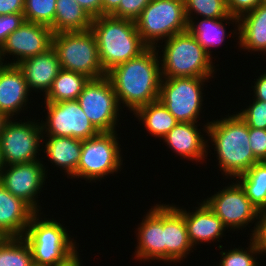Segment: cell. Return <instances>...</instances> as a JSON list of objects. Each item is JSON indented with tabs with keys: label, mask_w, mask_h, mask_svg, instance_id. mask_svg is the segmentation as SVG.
Segmentation results:
<instances>
[{
	"label": "cell",
	"mask_w": 266,
	"mask_h": 266,
	"mask_svg": "<svg viewBox=\"0 0 266 266\" xmlns=\"http://www.w3.org/2000/svg\"><path fill=\"white\" fill-rule=\"evenodd\" d=\"M158 52L156 47H148L138 57L107 72L119 104L134 113L140 107L159 100L162 76Z\"/></svg>",
	"instance_id": "6da1fadb"
},
{
	"label": "cell",
	"mask_w": 266,
	"mask_h": 266,
	"mask_svg": "<svg viewBox=\"0 0 266 266\" xmlns=\"http://www.w3.org/2000/svg\"><path fill=\"white\" fill-rule=\"evenodd\" d=\"M203 129L215 146L218 165L225 176L235 180L253 164L260 162L249 144V127L237 113L231 116L228 114L222 120L208 121Z\"/></svg>",
	"instance_id": "7a4b0ae2"
},
{
	"label": "cell",
	"mask_w": 266,
	"mask_h": 266,
	"mask_svg": "<svg viewBox=\"0 0 266 266\" xmlns=\"http://www.w3.org/2000/svg\"><path fill=\"white\" fill-rule=\"evenodd\" d=\"M90 30L96 38L100 63L106 73L148 48L131 20L102 15L92 19Z\"/></svg>",
	"instance_id": "3957f363"
},
{
	"label": "cell",
	"mask_w": 266,
	"mask_h": 266,
	"mask_svg": "<svg viewBox=\"0 0 266 266\" xmlns=\"http://www.w3.org/2000/svg\"><path fill=\"white\" fill-rule=\"evenodd\" d=\"M39 217L38 212L32 216L23 235L30 246L34 265L58 266L66 263L78 253L76 242L61 223L53 218L39 220Z\"/></svg>",
	"instance_id": "277c9868"
},
{
	"label": "cell",
	"mask_w": 266,
	"mask_h": 266,
	"mask_svg": "<svg viewBox=\"0 0 266 266\" xmlns=\"http://www.w3.org/2000/svg\"><path fill=\"white\" fill-rule=\"evenodd\" d=\"M164 41L160 60L162 78H213L215 65L211 57L188 30Z\"/></svg>",
	"instance_id": "5b68a950"
},
{
	"label": "cell",
	"mask_w": 266,
	"mask_h": 266,
	"mask_svg": "<svg viewBox=\"0 0 266 266\" xmlns=\"http://www.w3.org/2000/svg\"><path fill=\"white\" fill-rule=\"evenodd\" d=\"M52 48L61 69L81 73L90 79L107 75L101 66L96 38L91 30L53 34Z\"/></svg>",
	"instance_id": "8992f818"
},
{
	"label": "cell",
	"mask_w": 266,
	"mask_h": 266,
	"mask_svg": "<svg viewBox=\"0 0 266 266\" xmlns=\"http://www.w3.org/2000/svg\"><path fill=\"white\" fill-rule=\"evenodd\" d=\"M135 23L148 47H160L159 40L187 31L184 0H151Z\"/></svg>",
	"instance_id": "52a82bcc"
},
{
	"label": "cell",
	"mask_w": 266,
	"mask_h": 266,
	"mask_svg": "<svg viewBox=\"0 0 266 266\" xmlns=\"http://www.w3.org/2000/svg\"><path fill=\"white\" fill-rule=\"evenodd\" d=\"M116 132H100L94 137L82 140L80 161L76 173L71 178L100 181L122 168L121 145Z\"/></svg>",
	"instance_id": "ba28073f"
},
{
	"label": "cell",
	"mask_w": 266,
	"mask_h": 266,
	"mask_svg": "<svg viewBox=\"0 0 266 266\" xmlns=\"http://www.w3.org/2000/svg\"><path fill=\"white\" fill-rule=\"evenodd\" d=\"M209 78H162L159 100L178 122L197 123L202 109L203 82Z\"/></svg>",
	"instance_id": "9c48e42d"
},
{
	"label": "cell",
	"mask_w": 266,
	"mask_h": 266,
	"mask_svg": "<svg viewBox=\"0 0 266 266\" xmlns=\"http://www.w3.org/2000/svg\"><path fill=\"white\" fill-rule=\"evenodd\" d=\"M77 101L99 132L116 131L119 109L122 107L119 105L112 82L107 76L90 79Z\"/></svg>",
	"instance_id": "30bf717a"
},
{
	"label": "cell",
	"mask_w": 266,
	"mask_h": 266,
	"mask_svg": "<svg viewBox=\"0 0 266 266\" xmlns=\"http://www.w3.org/2000/svg\"><path fill=\"white\" fill-rule=\"evenodd\" d=\"M10 118L0 135V147L5 165L37 161L40 143L44 142L40 122H18Z\"/></svg>",
	"instance_id": "8fae6325"
},
{
	"label": "cell",
	"mask_w": 266,
	"mask_h": 266,
	"mask_svg": "<svg viewBox=\"0 0 266 266\" xmlns=\"http://www.w3.org/2000/svg\"><path fill=\"white\" fill-rule=\"evenodd\" d=\"M44 103L47 117L45 122L40 123L43 136H66L86 140L100 133L77 100Z\"/></svg>",
	"instance_id": "7c38bea8"
},
{
	"label": "cell",
	"mask_w": 266,
	"mask_h": 266,
	"mask_svg": "<svg viewBox=\"0 0 266 266\" xmlns=\"http://www.w3.org/2000/svg\"><path fill=\"white\" fill-rule=\"evenodd\" d=\"M228 229L245 228L258 221L259 211L251 204L244 190L235 182L203 200Z\"/></svg>",
	"instance_id": "4fadbf2b"
},
{
	"label": "cell",
	"mask_w": 266,
	"mask_h": 266,
	"mask_svg": "<svg viewBox=\"0 0 266 266\" xmlns=\"http://www.w3.org/2000/svg\"><path fill=\"white\" fill-rule=\"evenodd\" d=\"M45 170V166L39 160L5 165L0 172V183L7 191L22 199L39 213L40 206L37 205L38 200L35 199L45 185L47 178Z\"/></svg>",
	"instance_id": "5bb4252c"
},
{
	"label": "cell",
	"mask_w": 266,
	"mask_h": 266,
	"mask_svg": "<svg viewBox=\"0 0 266 266\" xmlns=\"http://www.w3.org/2000/svg\"><path fill=\"white\" fill-rule=\"evenodd\" d=\"M53 32L48 26L25 21L18 29L12 32L0 49V60L9 55L15 56L13 62L17 65L22 60L44 53L52 47Z\"/></svg>",
	"instance_id": "9a60e30c"
},
{
	"label": "cell",
	"mask_w": 266,
	"mask_h": 266,
	"mask_svg": "<svg viewBox=\"0 0 266 266\" xmlns=\"http://www.w3.org/2000/svg\"><path fill=\"white\" fill-rule=\"evenodd\" d=\"M140 226V227H139ZM138 226L137 249L135 259L142 261H166V244L164 238V204L151 208Z\"/></svg>",
	"instance_id": "2e32d148"
},
{
	"label": "cell",
	"mask_w": 266,
	"mask_h": 266,
	"mask_svg": "<svg viewBox=\"0 0 266 266\" xmlns=\"http://www.w3.org/2000/svg\"><path fill=\"white\" fill-rule=\"evenodd\" d=\"M28 89L22 70L17 65L4 64L0 68V112L8 118L20 114L27 105Z\"/></svg>",
	"instance_id": "e0dca14e"
},
{
	"label": "cell",
	"mask_w": 266,
	"mask_h": 266,
	"mask_svg": "<svg viewBox=\"0 0 266 266\" xmlns=\"http://www.w3.org/2000/svg\"><path fill=\"white\" fill-rule=\"evenodd\" d=\"M17 66L24 74L29 91L40 90L45 95L61 70L58 56L52 47L44 53L22 60Z\"/></svg>",
	"instance_id": "ac0fdd59"
},
{
	"label": "cell",
	"mask_w": 266,
	"mask_h": 266,
	"mask_svg": "<svg viewBox=\"0 0 266 266\" xmlns=\"http://www.w3.org/2000/svg\"><path fill=\"white\" fill-rule=\"evenodd\" d=\"M199 207H195V212H187L186 209L173 205L184 217L190 243L195 247L202 242H212L220 240L226 227L221 219L215 215L207 204L202 201ZM225 229V230H224Z\"/></svg>",
	"instance_id": "d6986e66"
},
{
	"label": "cell",
	"mask_w": 266,
	"mask_h": 266,
	"mask_svg": "<svg viewBox=\"0 0 266 266\" xmlns=\"http://www.w3.org/2000/svg\"><path fill=\"white\" fill-rule=\"evenodd\" d=\"M196 124L178 122L162 139L171 150L184 159L186 157L188 160L200 162L207 157L208 140L203 139L201 130Z\"/></svg>",
	"instance_id": "ffe728a7"
},
{
	"label": "cell",
	"mask_w": 266,
	"mask_h": 266,
	"mask_svg": "<svg viewBox=\"0 0 266 266\" xmlns=\"http://www.w3.org/2000/svg\"><path fill=\"white\" fill-rule=\"evenodd\" d=\"M35 213L26 202L15 197L0 183V235L23 237Z\"/></svg>",
	"instance_id": "44dd1931"
},
{
	"label": "cell",
	"mask_w": 266,
	"mask_h": 266,
	"mask_svg": "<svg viewBox=\"0 0 266 266\" xmlns=\"http://www.w3.org/2000/svg\"><path fill=\"white\" fill-rule=\"evenodd\" d=\"M164 238L166 262H180L192 250L183 215L173 206L164 204Z\"/></svg>",
	"instance_id": "7402d4cb"
},
{
	"label": "cell",
	"mask_w": 266,
	"mask_h": 266,
	"mask_svg": "<svg viewBox=\"0 0 266 266\" xmlns=\"http://www.w3.org/2000/svg\"><path fill=\"white\" fill-rule=\"evenodd\" d=\"M239 35L237 40L240 48L248 52H266V5L260 4L253 11L242 15L238 19ZM238 31V32H237Z\"/></svg>",
	"instance_id": "603a6c76"
},
{
	"label": "cell",
	"mask_w": 266,
	"mask_h": 266,
	"mask_svg": "<svg viewBox=\"0 0 266 266\" xmlns=\"http://www.w3.org/2000/svg\"><path fill=\"white\" fill-rule=\"evenodd\" d=\"M46 157L51 163L67 172V177L76 173L82 151V140L66 136H46ZM48 140V141H47ZM69 175V176H68Z\"/></svg>",
	"instance_id": "cb8c5ba5"
},
{
	"label": "cell",
	"mask_w": 266,
	"mask_h": 266,
	"mask_svg": "<svg viewBox=\"0 0 266 266\" xmlns=\"http://www.w3.org/2000/svg\"><path fill=\"white\" fill-rule=\"evenodd\" d=\"M193 20H188L187 30L211 58L210 48L222 45L221 43L224 42L225 37H228L226 36V28L223 22L226 21V25H228L230 23L228 21H232L238 27V18L231 15L228 18H203L197 23L193 22Z\"/></svg>",
	"instance_id": "d4e9b609"
},
{
	"label": "cell",
	"mask_w": 266,
	"mask_h": 266,
	"mask_svg": "<svg viewBox=\"0 0 266 266\" xmlns=\"http://www.w3.org/2000/svg\"><path fill=\"white\" fill-rule=\"evenodd\" d=\"M91 16L76 0H56L53 34L91 29Z\"/></svg>",
	"instance_id": "484cf974"
},
{
	"label": "cell",
	"mask_w": 266,
	"mask_h": 266,
	"mask_svg": "<svg viewBox=\"0 0 266 266\" xmlns=\"http://www.w3.org/2000/svg\"><path fill=\"white\" fill-rule=\"evenodd\" d=\"M142 121L146 130L154 137L163 138L177 123L175 117L160 100L140 107L133 115Z\"/></svg>",
	"instance_id": "4316f807"
},
{
	"label": "cell",
	"mask_w": 266,
	"mask_h": 266,
	"mask_svg": "<svg viewBox=\"0 0 266 266\" xmlns=\"http://www.w3.org/2000/svg\"><path fill=\"white\" fill-rule=\"evenodd\" d=\"M89 80L90 78L81 73L61 69L53 80L50 90L45 95L44 101L61 102L77 100Z\"/></svg>",
	"instance_id": "83f0119b"
},
{
	"label": "cell",
	"mask_w": 266,
	"mask_h": 266,
	"mask_svg": "<svg viewBox=\"0 0 266 266\" xmlns=\"http://www.w3.org/2000/svg\"><path fill=\"white\" fill-rule=\"evenodd\" d=\"M236 179L251 204L259 212L266 210V161L253 164L247 172Z\"/></svg>",
	"instance_id": "f1b7e54d"
},
{
	"label": "cell",
	"mask_w": 266,
	"mask_h": 266,
	"mask_svg": "<svg viewBox=\"0 0 266 266\" xmlns=\"http://www.w3.org/2000/svg\"><path fill=\"white\" fill-rule=\"evenodd\" d=\"M32 252L23 237H5L0 242V266H33Z\"/></svg>",
	"instance_id": "f546056e"
},
{
	"label": "cell",
	"mask_w": 266,
	"mask_h": 266,
	"mask_svg": "<svg viewBox=\"0 0 266 266\" xmlns=\"http://www.w3.org/2000/svg\"><path fill=\"white\" fill-rule=\"evenodd\" d=\"M56 0H24V17L27 22L48 26L53 32Z\"/></svg>",
	"instance_id": "4dcf8cb0"
},
{
	"label": "cell",
	"mask_w": 266,
	"mask_h": 266,
	"mask_svg": "<svg viewBox=\"0 0 266 266\" xmlns=\"http://www.w3.org/2000/svg\"><path fill=\"white\" fill-rule=\"evenodd\" d=\"M187 20L198 14L203 18H228L226 0H184ZM194 12V13H193Z\"/></svg>",
	"instance_id": "1f68e13d"
},
{
	"label": "cell",
	"mask_w": 266,
	"mask_h": 266,
	"mask_svg": "<svg viewBox=\"0 0 266 266\" xmlns=\"http://www.w3.org/2000/svg\"><path fill=\"white\" fill-rule=\"evenodd\" d=\"M247 249V250H246ZM246 249H237L221 251V262L218 266H259L257 253L260 255L256 242L250 237V245ZM256 256V258H255Z\"/></svg>",
	"instance_id": "d6a6232c"
},
{
	"label": "cell",
	"mask_w": 266,
	"mask_h": 266,
	"mask_svg": "<svg viewBox=\"0 0 266 266\" xmlns=\"http://www.w3.org/2000/svg\"><path fill=\"white\" fill-rule=\"evenodd\" d=\"M238 112L240 118L251 128L266 129V102L256 100Z\"/></svg>",
	"instance_id": "836d02e7"
},
{
	"label": "cell",
	"mask_w": 266,
	"mask_h": 266,
	"mask_svg": "<svg viewBox=\"0 0 266 266\" xmlns=\"http://www.w3.org/2000/svg\"><path fill=\"white\" fill-rule=\"evenodd\" d=\"M150 1L151 0H121L118 8L110 16L135 22Z\"/></svg>",
	"instance_id": "e575fe53"
},
{
	"label": "cell",
	"mask_w": 266,
	"mask_h": 266,
	"mask_svg": "<svg viewBox=\"0 0 266 266\" xmlns=\"http://www.w3.org/2000/svg\"><path fill=\"white\" fill-rule=\"evenodd\" d=\"M25 21L23 13L0 15V49L6 42L8 36Z\"/></svg>",
	"instance_id": "d590c367"
},
{
	"label": "cell",
	"mask_w": 266,
	"mask_h": 266,
	"mask_svg": "<svg viewBox=\"0 0 266 266\" xmlns=\"http://www.w3.org/2000/svg\"><path fill=\"white\" fill-rule=\"evenodd\" d=\"M249 144L254 156L260 162L266 161V129L249 127Z\"/></svg>",
	"instance_id": "8d00e7d4"
},
{
	"label": "cell",
	"mask_w": 266,
	"mask_h": 266,
	"mask_svg": "<svg viewBox=\"0 0 266 266\" xmlns=\"http://www.w3.org/2000/svg\"><path fill=\"white\" fill-rule=\"evenodd\" d=\"M262 2L263 0H226V6L229 14L239 19L242 15L253 11Z\"/></svg>",
	"instance_id": "74e56055"
},
{
	"label": "cell",
	"mask_w": 266,
	"mask_h": 266,
	"mask_svg": "<svg viewBox=\"0 0 266 266\" xmlns=\"http://www.w3.org/2000/svg\"><path fill=\"white\" fill-rule=\"evenodd\" d=\"M258 220L255 222L254 230L251 231V238L256 242L259 252L266 253V210L260 211Z\"/></svg>",
	"instance_id": "f35d334b"
},
{
	"label": "cell",
	"mask_w": 266,
	"mask_h": 266,
	"mask_svg": "<svg viewBox=\"0 0 266 266\" xmlns=\"http://www.w3.org/2000/svg\"><path fill=\"white\" fill-rule=\"evenodd\" d=\"M24 0H0V15L23 13Z\"/></svg>",
	"instance_id": "ab89813d"
},
{
	"label": "cell",
	"mask_w": 266,
	"mask_h": 266,
	"mask_svg": "<svg viewBox=\"0 0 266 266\" xmlns=\"http://www.w3.org/2000/svg\"><path fill=\"white\" fill-rule=\"evenodd\" d=\"M79 5L91 16H102V0H76Z\"/></svg>",
	"instance_id": "60d3db41"
},
{
	"label": "cell",
	"mask_w": 266,
	"mask_h": 266,
	"mask_svg": "<svg viewBox=\"0 0 266 266\" xmlns=\"http://www.w3.org/2000/svg\"><path fill=\"white\" fill-rule=\"evenodd\" d=\"M264 73V74H263ZM258 79H256L257 81L254 82V86H252L253 89V93H254V99L256 100H262L266 102V73L263 72Z\"/></svg>",
	"instance_id": "b9f144b4"
},
{
	"label": "cell",
	"mask_w": 266,
	"mask_h": 266,
	"mask_svg": "<svg viewBox=\"0 0 266 266\" xmlns=\"http://www.w3.org/2000/svg\"><path fill=\"white\" fill-rule=\"evenodd\" d=\"M121 0H102V15H111L119 6Z\"/></svg>",
	"instance_id": "7bdbcfd3"
},
{
	"label": "cell",
	"mask_w": 266,
	"mask_h": 266,
	"mask_svg": "<svg viewBox=\"0 0 266 266\" xmlns=\"http://www.w3.org/2000/svg\"><path fill=\"white\" fill-rule=\"evenodd\" d=\"M79 253H76L72 258H70L66 263L58 266H81V261L79 258Z\"/></svg>",
	"instance_id": "ee69618b"
},
{
	"label": "cell",
	"mask_w": 266,
	"mask_h": 266,
	"mask_svg": "<svg viewBox=\"0 0 266 266\" xmlns=\"http://www.w3.org/2000/svg\"><path fill=\"white\" fill-rule=\"evenodd\" d=\"M9 118L2 112H0V135L3 131L4 125Z\"/></svg>",
	"instance_id": "f6af8a7d"
},
{
	"label": "cell",
	"mask_w": 266,
	"mask_h": 266,
	"mask_svg": "<svg viewBox=\"0 0 266 266\" xmlns=\"http://www.w3.org/2000/svg\"><path fill=\"white\" fill-rule=\"evenodd\" d=\"M5 163L3 161V157H2V151H1V147H0V172L2 171V169L4 168Z\"/></svg>",
	"instance_id": "bcb514c9"
},
{
	"label": "cell",
	"mask_w": 266,
	"mask_h": 266,
	"mask_svg": "<svg viewBox=\"0 0 266 266\" xmlns=\"http://www.w3.org/2000/svg\"><path fill=\"white\" fill-rule=\"evenodd\" d=\"M5 237L0 235V242L4 239Z\"/></svg>",
	"instance_id": "7dc6e473"
},
{
	"label": "cell",
	"mask_w": 266,
	"mask_h": 266,
	"mask_svg": "<svg viewBox=\"0 0 266 266\" xmlns=\"http://www.w3.org/2000/svg\"><path fill=\"white\" fill-rule=\"evenodd\" d=\"M3 64H4V63L0 60V68L3 66Z\"/></svg>",
	"instance_id": "c3c4849f"
}]
</instances>
